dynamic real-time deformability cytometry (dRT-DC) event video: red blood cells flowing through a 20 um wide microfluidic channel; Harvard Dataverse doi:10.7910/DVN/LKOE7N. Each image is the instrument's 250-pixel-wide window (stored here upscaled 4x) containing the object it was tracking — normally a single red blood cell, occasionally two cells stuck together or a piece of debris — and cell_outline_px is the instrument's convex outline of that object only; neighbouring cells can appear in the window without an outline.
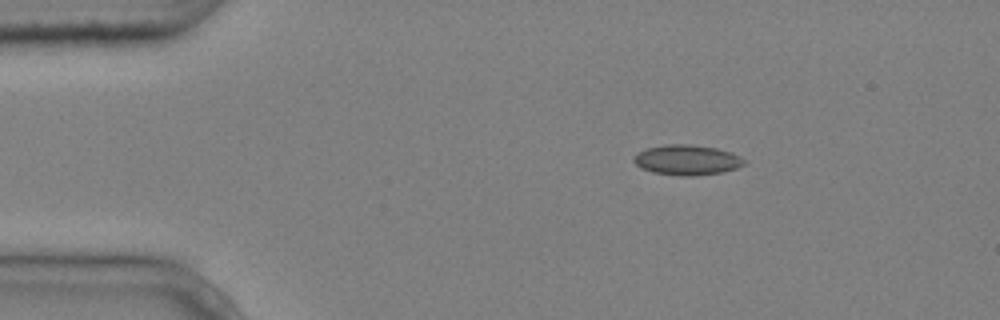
{"species": "common noctule bat (a hibernating species)", "species_latin": "Nyctalus noctula", "temperature_condition": "cold", "stored_images_in_passage": 3, "camera_frame_rate_fps": 3000, "um_per_image_px": 0.085, "animal": {"sex": "male", "body_mass_g": 20.4}, "frame": {"image": 1, "passage_image": 1, "time_ms": 0.0, "image_size_px": [1000, 320], "cell_outline_px": [[744, 164], [736, 168], [720, 172], [692, 176], [680, 176], [652, 172], [640, 168], [632, 160], [632, 156], [636, 152], [648, 148], [664, 144], [688, 144], [716, 148], [732, 152], [740, 156], [744, 160]], "centroid_in_image_um": [58.33, 13.59], "position_along_channel_um": 26.7, "area_um2": 19.48}}
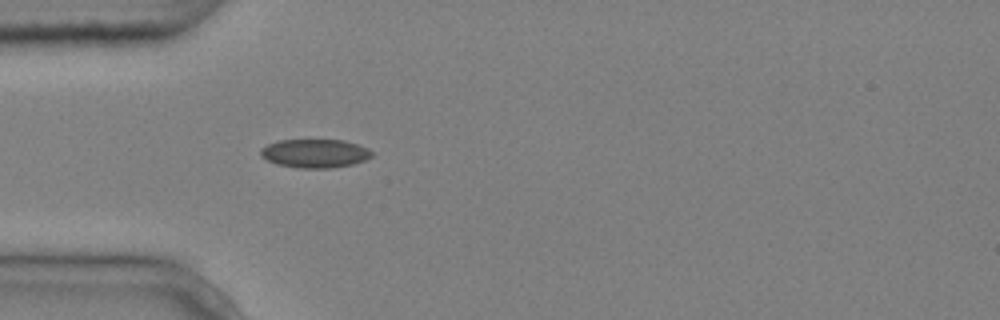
{"frame": {"image": 2, "passage_image": 3, "time_ms": 0.667, "image_size_px": [1000, 320], "cell_outline_px": [[372, 156], [364, 160], [352, 164], [332, 168], [296, 168], [276, 164], [260, 156], [260, 148], [276, 140], [344, 140], [368, 148], [372, 152]], "centroid_in_image_um": [26.73, 13.04], "position_along_channel_um": 58.3, "area_um2": 18.61}}